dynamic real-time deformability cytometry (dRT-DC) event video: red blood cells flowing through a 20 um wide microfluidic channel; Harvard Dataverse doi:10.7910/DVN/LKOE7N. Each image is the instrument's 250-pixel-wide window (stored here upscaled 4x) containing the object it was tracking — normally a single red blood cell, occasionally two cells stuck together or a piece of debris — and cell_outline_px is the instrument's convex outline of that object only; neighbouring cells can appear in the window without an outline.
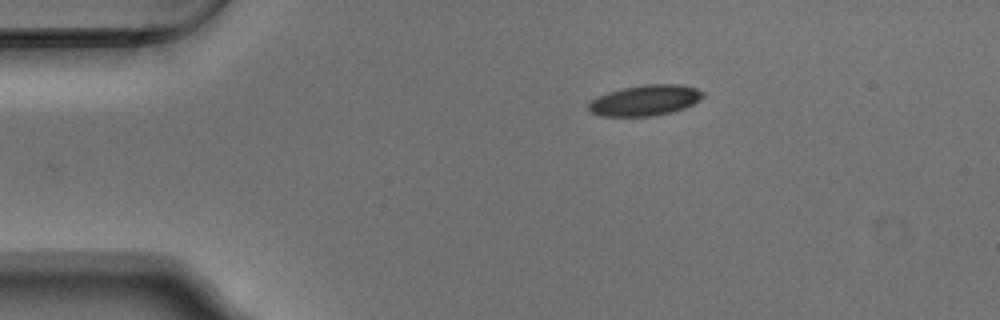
{"species": "Egyptian fruit bat (a non-hibernating species)", "species_latin": "Rousettus aegyptiacus", "temperature_condition": "warm", "stored_images_in_passage": 19, "camera_frame_rate_fps": 3000, "um_per_image_px": 0.085, "animal": {"sex": "male"}, "frame": {"image": 1, "passage_image": 1, "time_ms": 0.0, "image_size_px": [1000, 320], "cell_outline_px": [[704, 96], [692, 104], [684, 108], [672, 112], [652, 116], [600, 116], [592, 112], [588, 108], [588, 104], [596, 96], [620, 88], [644, 84], [680, 84], [696, 88], [704, 92]], "centroid_in_image_um": [54.82, 8.52], "position_along_channel_um": 30.2, "area_um2": 20.52}}
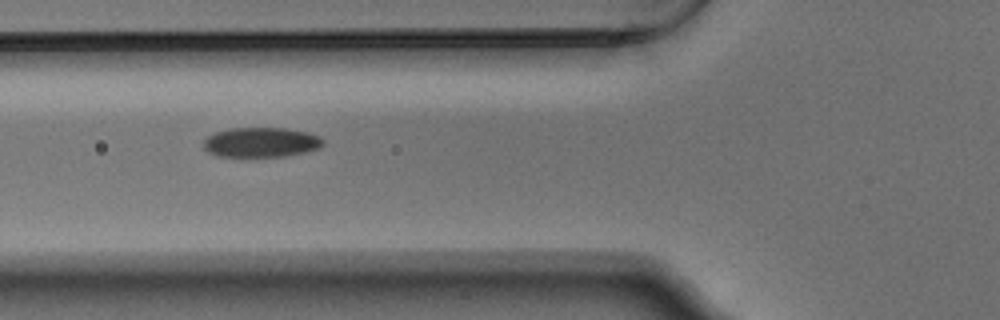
{"frame": {"image": 2, "passage_image": 11, "time_ms": 3.333, "image_size_px": [1000, 320], "cell_outline_px": [[324, 144], [320, 148], [304, 152], [284, 156], [216, 156], [208, 152], [204, 148], [204, 140], [208, 136], [216, 132], [228, 128], [284, 128], [308, 132], [320, 136], [324, 140]], "centroid_in_image_um": [22.21, 12.09], "position_along_channel_um": 103.6, "area_um2": 20.75}}
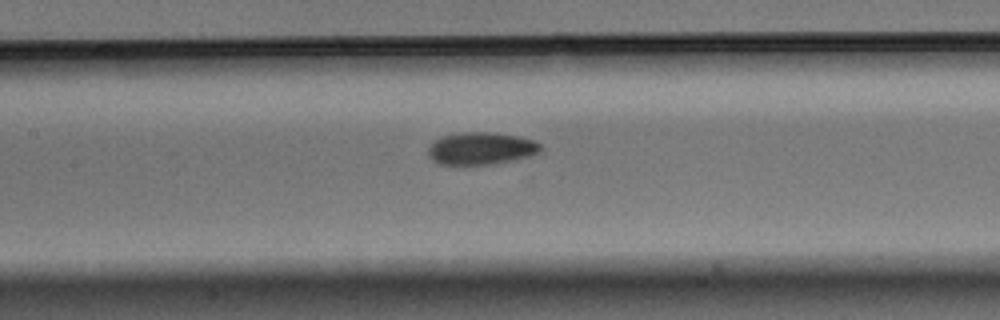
{"frame": {"image": 3, "passage_image": 16, "time_ms": 5.0, "image_size_px": [1000, 320], "cell_outline_px": [[540, 152], [516, 160], [496, 164], [440, 164], [432, 160], [428, 156], [428, 148], [432, 140], [444, 136], [464, 132], [488, 132], [516, 136], [532, 140], [540, 144]], "centroid_in_image_um": [40.85, 12.63], "position_along_channel_um": 166.5, "area_um2": 21.1}}